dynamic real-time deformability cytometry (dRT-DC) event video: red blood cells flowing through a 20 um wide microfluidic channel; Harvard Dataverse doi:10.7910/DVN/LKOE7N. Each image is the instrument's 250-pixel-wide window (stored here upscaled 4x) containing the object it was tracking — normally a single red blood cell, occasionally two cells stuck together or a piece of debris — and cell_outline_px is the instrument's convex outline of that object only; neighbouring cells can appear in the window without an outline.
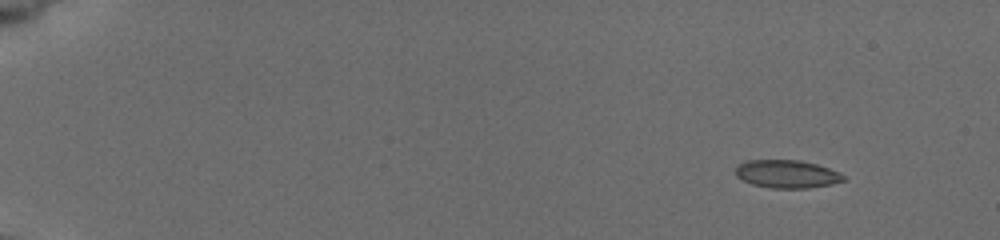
{"species": "common noctule bat (a hibernating species)", "species_latin": "Nyctalus noctula", "temperature_condition": "cold", "stored_images_in_passage": 17, "camera_frame_rate_fps": 3000, "um_per_image_px": 0.085, "animal": {"sex": "female", "body_mass_g": 19.5, "forearm_length_mm": 54.1}, "frame": {"image": 1, "passage_image": 2, "time_ms": 1.0, "image_size_px": [1000, 240], "cell_outline_px": [[848, 180], [832, 184], [808, 188], [768, 188], [752, 184], [736, 176], [736, 168], [740, 164], [748, 160], [800, 160], [816, 164], [840, 172]], "centroid_in_image_um": [66.93, 14.8], "position_along_channel_um": 18.1, "area_um2": 17.63}}
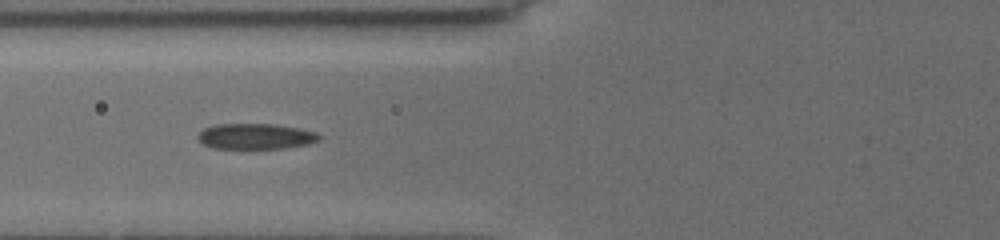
{"frame": {"image": 2, "passage_image": 11, "time_ms": 7.0, "image_size_px": [1000, 240], "cell_outline_px": [[320, 140], [308, 144], [288, 148], [212, 148], [204, 144], [196, 136], [204, 128], [216, 124], [276, 124], [300, 128], [316, 132], [320, 136]], "centroid_in_image_um": [21.75, 11.58], "position_along_channel_um": 104.0, "area_um2": 18.15}}
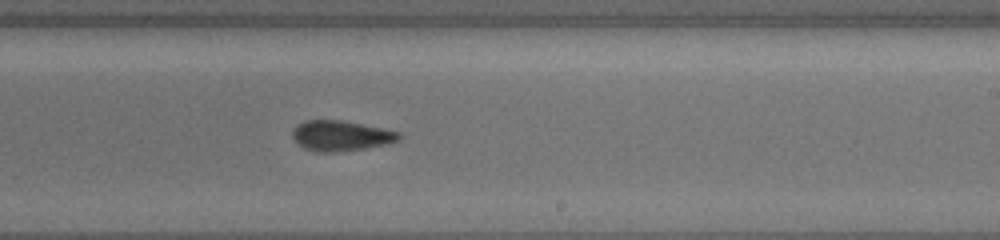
{"frame": {"image": 3, "passage_image": 17, "time_ms": 11.0, "image_size_px": [1000, 240], "cell_outline_px": [[400, 140], [388, 144], [364, 148], [332, 152], [316, 152], [304, 148], [292, 136], [292, 128], [296, 124], [304, 120], [340, 120], [400, 132]], "centroid_in_image_um": [28.94, 11.53], "position_along_channel_um": 260.1, "area_um2": 18.67}}